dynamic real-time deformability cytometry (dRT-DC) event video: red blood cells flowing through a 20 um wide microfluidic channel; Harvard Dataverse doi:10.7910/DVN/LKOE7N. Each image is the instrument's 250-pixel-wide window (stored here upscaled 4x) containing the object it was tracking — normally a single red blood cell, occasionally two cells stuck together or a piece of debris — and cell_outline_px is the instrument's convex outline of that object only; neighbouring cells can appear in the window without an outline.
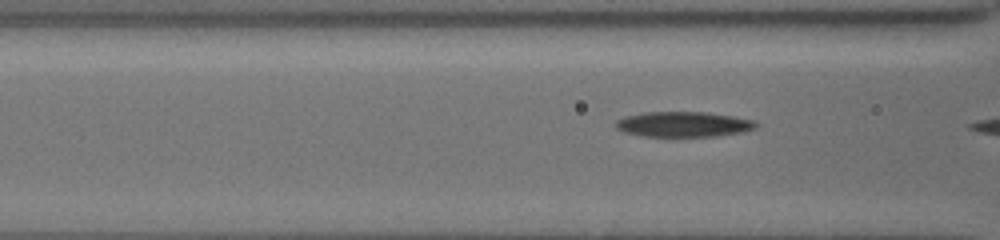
{"species": "common noctule bat (a hibernating species)", "species_latin": "Nyctalus noctula", "temperature_condition": "cold", "stored_images_in_passage": 27, "camera_frame_rate_fps": 3000, "um_per_image_px": 0.085, "animal": {"sex": "female", "body_mass_g": 19.5, "forearm_length_mm": 54.1}, "frame": {"image": 1, "passage_image": 22, "time_ms": 7.0, "image_size_px": [1000, 240], "cell_outline_px": [[760, 124], [756, 128], [740, 132], [716, 136], [644, 136], [624, 132], [616, 128], [616, 120], [624, 116], [644, 112], [704, 112], [732, 116], [752, 120]], "centroid_in_image_um": [58.07, 10.56], "position_along_channel_um": 108.5, "area_um2": 20.52}}
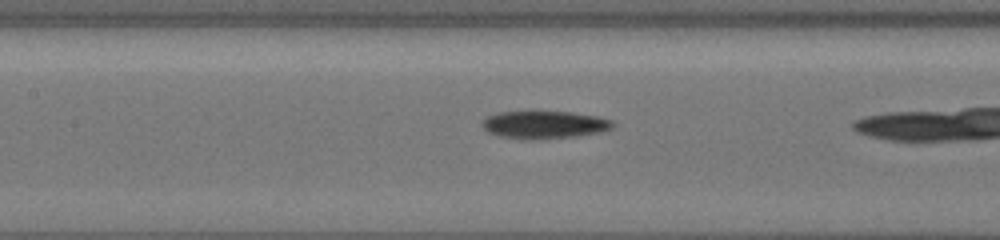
{"frame": {"image": 2, "passage_image": 26, "time_ms": 8.333, "image_size_px": [1000, 240], "cell_outline_px": [[616, 124], [612, 128], [600, 132], [576, 136], [500, 136], [488, 132], [480, 124], [488, 116], [500, 112], [532, 108], [536, 108], [572, 112], [600, 116], [612, 120]], "centroid_in_image_um": [46.31, 10.48], "position_along_channel_um": 161.1, "area_um2": 21.04}}